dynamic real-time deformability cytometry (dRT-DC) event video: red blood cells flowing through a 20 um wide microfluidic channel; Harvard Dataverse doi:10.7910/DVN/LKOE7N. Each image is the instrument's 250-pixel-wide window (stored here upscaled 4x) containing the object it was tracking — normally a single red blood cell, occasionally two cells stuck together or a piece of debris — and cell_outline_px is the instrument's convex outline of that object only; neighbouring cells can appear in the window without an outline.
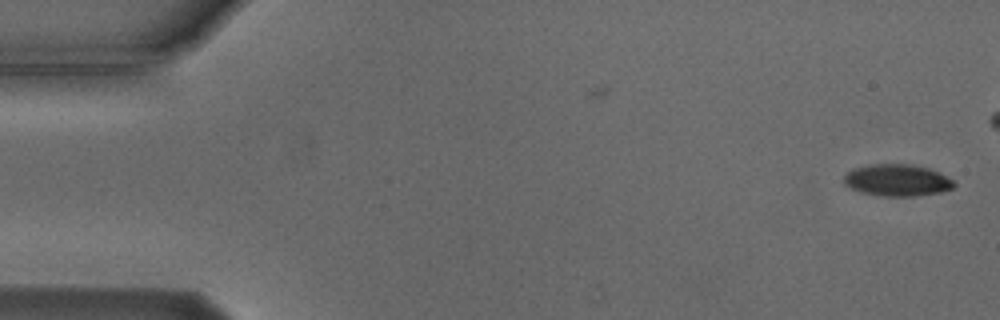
{"species": "Egyptian fruit bat (a non-hibernating species)", "species_latin": "Rousettus aegyptiacus", "temperature_condition": "cold", "stored_images_in_passage": 2, "camera_frame_rate_fps": 3000, "um_per_image_px": 0.085, "animal": {"sex": "male"}, "frame": {"image": 1, "passage_image": 2, "time_ms": 1.0, "image_size_px": [1000, 320], "cell_outline_px": [[956, 184], [952, 188], [940, 192], [912, 196], [880, 196], [860, 192], [844, 184], [844, 176], [852, 168], [868, 164], [912, 164], [928, 168], [940, 172], [952, 180]], "centroid_in_image_um": [76.24, 15.31], "position_along_channel_um": 8.8, "area_um2": 20.46}}